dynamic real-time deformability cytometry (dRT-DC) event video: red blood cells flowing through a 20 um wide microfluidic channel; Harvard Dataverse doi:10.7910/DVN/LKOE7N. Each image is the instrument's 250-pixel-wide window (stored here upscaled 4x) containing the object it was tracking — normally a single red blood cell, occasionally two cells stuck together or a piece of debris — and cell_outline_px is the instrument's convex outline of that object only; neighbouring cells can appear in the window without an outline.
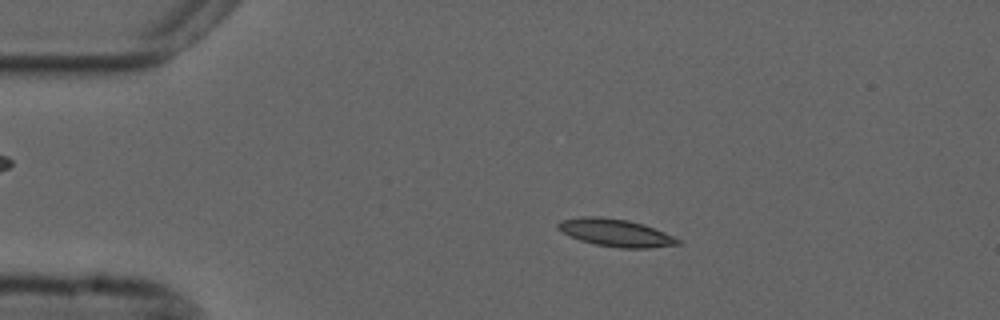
{"species": "common noctule bat (a hibernating species)", "species_latin": "Nyctalus noctula", "temperature_condition": "cold", "stored_images_in_passage": 50, "camera_frame_rate_fps": 3000, "um_per_image_px": 0.085, "animal": {"sex": "male", "forearm_length_mm": 52.5}, "frame": {"image": 1, "passage_image": 6, "time_ms": 1.667, "image_size_px": [1000, 320], "cell_outline_px": [[684, 244], [648, 248], [620, 248], [596, 244], [580, 240], [556, 228], [556, 224], [560, 220], [580, 216], [600, 216], [628, 220], [644, 224], [664, 232], [680, 240]], "centroid_in_image_um": [52.34, 19.77], "position_along_channel_um": 32.7, "area_um2": 19.25}}
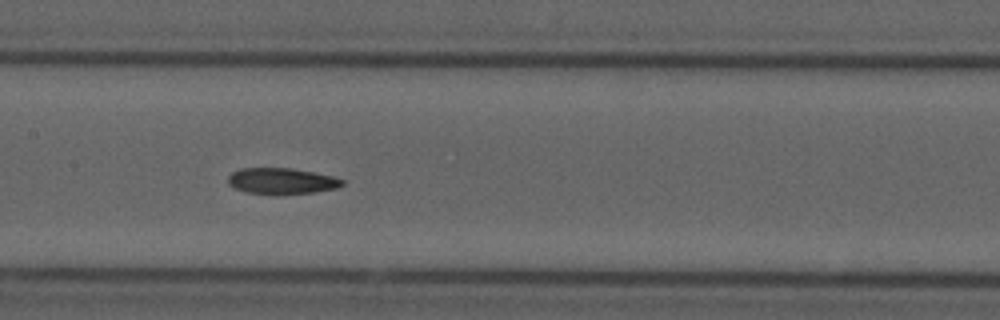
{"frame": {"image": 2, "passage_image": 22, "time_ms": 7.0, "image_size_px": [1000, 320], "cell_outline_px": [[344, 184], [336, 188], [316, 192], [276, 196], [272, 196], [248, 192], [232, 188], [228, 184], [228, 176], [232, 172], [240, 168], [292, 168], [332, 176], [344, 180]], "centroid_in_image_um": [23.9, 15.41], "position_along_channel_um": 183.5, "area_um2": 17.8}}
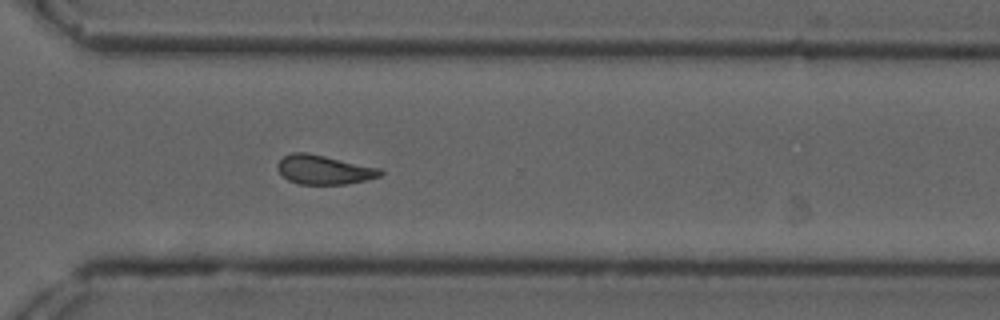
{"frame": {"image": 3, "passage_image": 35, "time_ms": 11.333, "image_size_px": [1000, 320], "cell_outline_px": [[384, 172], [380, 176], [368, 180], [344, 184], [300, 184], [288, 180], [276, 168], [276, 164], [284, 156], [292, 152], [304, 152], [324, 156], [380, 168]], "centroid_in_image_um": [27.53, 14.43], "position_along_channel_um": 343.1, "area_um2": 17.34}, "authors_computed_cell_mechanics": {"area_um2": 17.7157, "velocity_mm_per_s": 3.6912, "shape_relaxation_time_tau1_ms": 8.7465, "shape_relaxation_time_tau2_ms": 4.1905, "deformation_change_tau1": 0.1807, "deformation_change_tau2": 0.1086}}